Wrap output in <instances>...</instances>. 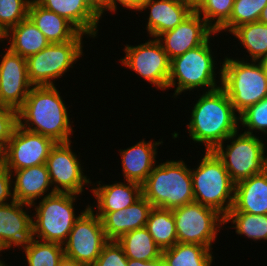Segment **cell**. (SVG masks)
I'll return each instance as SVG.
<instances>
[{"label": "cell", "mask_w": 267, "mask_h": 266, "mask_svg": "<svg viewBox=\"0 0 267 266\" xmlns=\"http://www.w3.org/2000/svg\"><path fill=\"white\" fill-rule=\"evenodd\" d=\"M261 139L238 130L225 140L230 144L222 142L213 150L235 184L267 169V147Z\"/></svg>", "instance_id": "obj_8"}, {"label": "cell", "mask_w": 267, "mask_h": 266, "mask_svg": "<svg viewBox=\"0 0 267 266\" xmlns=\"http://www.w3.org/2000/svg\"><path fill=\"white\" fill-rule=\"evenodd\" d=\"M230 222L233 224L230 229L233 227L240 237L243 235L253 241H267V215L228 212L224 217V225Z\"/></svg>", "instance_id": "obj_31"}, {"label": "cell", "mask_w": 267, "mask_h": 266, "mask_svg": "<svg viewBox=\"0 0 267 266\" xmlns=\"http://www.w3.org/2000/svg\"><path fill=\"white\" fill-rule=\"evenodd\" d=\"M60 94L56 86H33L18 110V125L56 143L70 142L74 122Z\"/></svg>", "instance_id": "obj_2"}, {"label": "cell", "mask_w": 267, "mask_h": 266, "mask_svg": "<svg viewBox=\"0 0 267 266\" xmlns=\"http://www.w3.org/2000/svg\"><path fill=\"white\" fill-rule=\"evenodd\" d=\"M146 9L150 11L145 29L151 39L174 29L192 13L187 5L173 0H145L139 12Z\"/></svg>", "instance_id": "obj_20"}, {"label": "cell", "mask_w": 267, "mask_h": 266, "mask_svg": "<svg viewBox=\"0 0 267 266\" xmlns=\"http://www.w3.org/2000/svg\"><path fill=\"white\" fill-rule=\"evenodd\" d=\"M260 22L267 24V5L263 8V10L261 11L259 20Z\"/></svg>", "instance_id": "obj_45"}, {"label": "cell", "mask_w": 267, "mask_h": 266, "mask_svg": "<svg viewBox=\"0 0 267 266\" xmlns=\"http://www.w3.org/2000/svg\"><path fill=\"white\" fill-rule=\"evenodd\" d=\"M83 43V39L50 43L40 52L28 56L26 63L30 83L33 86H55V81L65 76L84 56Z\"/></svg>", "instance_id": "obj_9"}, {"label": "cell", "mask_w": 267, "mask_h": 266, "mask_svg": "<svg viewBox=\"0 0 267 266\" xmlns=\"http://www.w3.org/2000/svg\"><path fill=\"white\" fill-rule=\"evenodd\" d=\"M231 34L245 48L248 57H251L249 61H267V24L260 21L242 24Z\"/></svg>", "instance_id": "obj_27"}, {"label": "cell", "mask_w": 267, "mask_h": 266, "mask_svg": "<svg viewBox=\"0 0 267 266\" xmlns=\"http://www.w3.org/2000/svg\"><path fill=\"white\" fill-rule=\"evenodd\" d=\"M127 266H154V259L150 261L128 259Z\"/></svg>", "instance_id": "obj_43"}, {"label": "cell", "mask_w": 267, "mask_h": 266, "mask_svg": "<svg viewBox=\"0 0 267 266\" xmlns=\"http://www.w3.org/2000/svg\"><path fill=\"white\" fill-rule=\"evenodd\" d=\"M10 172L12 180H14L13 193L15 201L32 205L35 201L37 202V199H43L45 196L55 193L54 189H52L46 164Z\"/></svg>", "instance_id": "obj_22"}, {"label": "cell", "mask_w": 267, "mask_h": 266, "mask_svg": "<svg viewBox=\"0 0 267 266\" xmlns=\"http://www.w3.org/2000/svg\"><path fill=\"white\" fill-rule=\"evenodd\" d=\"M28 17L50 43H64L87 36L67 19L44 8L36 0H32L29 5Z\"/></svg>", "instance_id": "obj_23"}, {"label": "cell", "mask_w": 267, "mask_h": 266, "mask_svg": "<svg viewBox=\"0 0 267 266\" xmlns=\"http://www.w3.org/2000/svg\"><path fill=\"white\" fill-rule=\"evenodd\" d=\"M184 160L157 163L142 184V196L153 207L173 210L194 202L190 166Z\"/></svg>", "instance_id": "obj_4"}, {"label": "cell", "mask_w": 267, "mask_h": 266, "mask_svg": "<svg viewBox=\"0 0 267 266\" xmlns=\"http://www.w3.org/2000/svg\"><path fill=\"white\" fill-rule=\"evenodd\" d=\"M172 213L177 242L199 244L213 250L212 244L224 227V217L220 213L197 202L175 208Z\"/></svg>", "instance_id": "obj_10"}, {"label": "cell", "mask_w": 267, "mask_h": 266, "mask_svg": "<svg viewBox=\"0 0 267 266\" xmlns=\"http://www.w3.org/2000/svg\"><path fill=\"white\" fill-rule=\"evenodd\" d=\"M44 8L71 22L81 33L93 39L98 34L100 19L91 11L86 0H36Z\"/></svg>", "instance_id": "obj_25"}, {"label": "cell", "mask_w": 267, "mask_h": 266, "mask_svg": "<svg viewBox=\"0 0 267 266\" xmlns=\"http://www.w3.org/2000/svg\"><path fill=\"white\" fill-rule=\"evenodd\" d=\"M213 33L206 21L197 12H192L182 23L156 39L171 61L202 45Z\"/></svg>", "instance_id": "obj_16"}, {"label": "cell", "mask_w": 267, "mask_h": 266, "mask_svg": "<svg viewBox=\"0 0 267 266\" xmlns=\"http://www.w3.org/2000/svg\"><path fill=\"white\" fill-rule=\"evenodd\" d=\"M128 258L116 240H109L92 266H127Z\"/></svg>", "instance_id": "obj_37"}, {"label": "cell", "mask_w": 267, "mask_h": 266, "mask_svg": "<svg viewBox=\"0 0 267 266\" xmlns=\"http://www.w3.org/2000/svg\"><path fill=\"white\" fill-rule=\"evenodd\" d=\"M0 266H9L6 264V262H4L1 258H0Z\"/></svg>", "instance_id": "obj_49"}, {"label": "cell", "mask_w": 267, "mask_h": 266, "mask_svg": "<svg viewBox=\"0 0 267 266\" xmlns=\"http://www.w3.org/2000/svg\"><path fill=\"white\" fill-rule=\"evenodd\" d=\"M55 144L51 138L17 125L6 148L0 154V161L9 171L45 164Z\"/></svg>", "instance_id": "obj_14"}, {"label": "cell", "mask_w": 267, "mask_h": 266, "mask_svg": "<svg viewBox=\"0 0 267 266\" xmlns=\"http://www.w3.org/2000/svg\"><path fill=\"white\" fill-rule=\"evenodd\" d=\"M88 207L75 221L67 240L63 243L64 256L92 266L109 241L102 227L101 218Z\"/></svg>", "instance_id": "obj_12"}, {"label": "cell", "mask_w": 267, "mask_h": 266, "mask_svg": "<svg viewBox=\"0 0 267 266\" xmlns=\"http://www.w3.org/2000/svg\"><path fill=\"white\" fill-rule=\"evenodd\" d=\"M26 207V208H25ZM31 205L19 201L0 205V246L11 250L25 246L33 238Z\"/></svg>", "instance_id": "obj_17"}, {"label": "cell", "mask_w": 267, "mask_h": 266, "mask_svg": "<svg viewBox=\"0 0 267 266\" xmlns=\"http://www.w3.org/2000/svg\"><path fill=\"white\" fill-rule=\"evenodd\" d=\"M17 125L18 111L0 106V154L6 148Z\"/></svg>", "instance_id": "obj_38"}, {"label": "cell", "mask_w": 267, "mask_h": 266, "mask_svg": "<svg viewBox=\"0 0 267 266\" xmlns=\"http://www.w3.org/2000/svg\"><path fill=\"white\" fill-rule=\"evenodd\" d=\"M160 145H163L162 139L146 141L144 138L133 146L118 150L121 157L123 180L142 185L154 166L159 163L156 156L158 154L157 147Z\"/></svg>", "instance_id": "obj_19"}, {"label": "cell", "mask_w": 267, "mask_h": 266, "mask_svg": "<svg viewBox=\"0 0 267 266\" xmlns=\"http://www.w3.org/2000/svg\"><path fill=\"white\" fill-rule=\"evenodd\" d=\"M126 182V183H125ZM98 183V184H97ZM102 181L91 184V193L95 197L96 205L89 207H96V212H113L117 210L126 209L128 206L133 205L142 197V185L125 181H115L112 184H102Z\"/></svg>", "instance_id": "obj_21"}, {"label": "cell", "mask_w": 267, "mask_h": 266, "mask_svg": "<svg viewBox=\"0 0 267 266\" xmlns=\"http://www.w3.org/2000/svg\"><path fill=\"white\" fill-rule=\"evenodd\" d=\"M224 56L221 87L240 115L248 107L267 97V70L265 62Z\"/></svg>", "instance_id": "obj_5"}, {"label": "cell", "mask_w": 267, "mask_h": 266, "mask_svg": "<svg viewBox=\"0 0 267 266\" xmlns=\"http://www.w3.org/2000/svg\"><path fill=\"white\" fill-rule=\"evenodd\" d=\"M154 266H170L168 262L161 256L158 259H154Z\"/></svg>", "instance_id": "obj_46"}, {"label": "cell", "mask_w": 267, "mask_h": 266, "mask_svg": "<svg viewBox=\"0 0 267 266\" xmlns=\"http://www.w3.org/2000/svg\"><path fill=\"white\" fill-rule=\"evenodd\" d=\"M153 206L143 196L126 209L113 212H95L101 218L108 240H118L123 234L146 227Z\"/></svg>", "instance_id": "obj_18"}, {"label": "cell", "mask_w": 267, "mask_h": 266, "mask_svg": "<svg viewBox=\"0 0 267 266\" xmlns=\"http://www.w3.org/2000/svg\"><path fill=\"white\" fill-rule=\"evenodd\" d=\"M2 251H4V253H6L5 250L0 246V253L1 254H2ZM1 254H0V256H2Z\"/></svg>", "instance_id": "obj_50"}, {"label": "cell", "mask_w": 267, "mask_h": 266, "mask_svg": "<svg viewBox=\"0 0 267 266\" xmlns=\"http://www.w3.org/2000/svg\"><path fill=\"white\" fill-rule=\"evenodd\" d=\"M71 143L72 141L56 143L50 150L45 164L54 192L82 195L86 189L84 187L91 185L92 181L87 174L84 175L85 168L81 166L83 164L80 157L71 149Z\"/></svg>", "instance_id": "obj_13"}, {"label": "cell", "mask_w": 267, "mask_h": 266, "mask_svg": "<svg viewBox=\"0 0 267 266\" xmlns=\"http://www.w3.org/2000/svg\"><path fill=\"white\" fill-rule=\"evenodd\" d=\"M198 165L190 168L194 202L212 208L223 217L234 203L235 183L213 151H204Z\"/></svg>", "instance_id": "obj_6"}, {"label": "cell", "mask_w": 267, "mask_h": 266, "mask_svg": "<svg viewBox=\"0 0 267 266\" xmlns=\"http://www.w3.org/2000/svg\"><path fill=\"white\" fill-rule=\"evenodd\" d=\"M267 5V0H234L229 20L216 32L229 34L238 26L259 20L261 11ZM222 31V32H221Z\"/></svg>", "instance_id": "obj_33"}, {"label": "cell", "mask_w": 267, "mask_h": 266, "mask_svg": "<svg viewBox=\"0 0 267 266\" xmlns=\"http://www.w3.org/2000/svg\"><path fill=\"white\" fill-rule=\"evenodd\" d=\"M3 41H6V32L4 29L0 26V42L4 43Z\"/></svg>", "instance_id": "obj_47"}, {"label": "cell", "mask_w": 267, "mask_h": 266, "mask_svg": "<svg viewBox=\"0 0 267 266\" xmlns=\"http://www.w3.org/2000/svg\"><path fill=\"white\" fill-rule=\"evenodd\" d=\"M212 254L205 246L179 242L162 250V257L170 266H212L215 259Z\"/></svg>", "instance_id": "obj_29"}, {"label": "cell", "mask_w": 267, "mask_h": 266, "mask_svg": "<svg viewBox=\"0 0 267 266\" xmlns=\"http://www.w3.org/2000/svg\"><path fill=\"white\" fill-rule=\"evenodd\" d=\"M117 242L123 247L128 259L150 261L162 256V250L146 227L123 234Z\"/></svg>", "instance_id": "obj_28"}, {"label": "cell", "mask_w": 267, "mask_h": 266, "mask_svg": "<svg viewBox=\"0 0 267 266\" xmlns=\"http://www.w3.org/2000/svg\"><path fill=\"white\" fill-rule=\"evenodd\" d=\"M28 266H58L64 257L63 245L56 242H44L32 238L21 247Z\"/></svg>", "instance_id": "obj_32"}, {"label": "cell", "mask_w": 267, "mask_h": 266, "mask_svg": "<svg viewBox=\"0 0 267 266\" xmlns=\"http://www.w3.org/2000/svg\"><path fill=\"white\" fill-rule=\"evenodd\" d=\"M122 50L125 55L119 59L121 65L134 71L157 90H167L171 61L156 38H149L136 46L126 44Z\"/></svg>", "instance_id": "obj_11"}, {"label": "cell", "mask_w": 267, "mask_h": 266, "mask_svg": "<svg viewBox=\"0 0 267 266\" xmlns=\"http://www.w3.org/2000/svg\"><path fill=\"white\" fill-rule=\"evenodd\" d=\"M79 195L55 192L31 205L33 238L44 242H56L63 245L72 230L75 221L89 207L75 214V203ZM34 215V216H33Z\"/></svg>", "instance_id": "obj_7"}, {"label": "cell", "mask_w": 267, "mask_h": 266, "mask_svg": "<svg viewBox=\"0 0 267 266\" xmlns=\"http://www.w3.org/2000/svg\"><path fill=\"white\" fill-rule=\"evenodd\" d=\"M58 266H87V265L80 263V262H77L76 260H73V259H70V258L64 256L60 260Z\"/></svg>", "instance_id": "obj_42"}, {"label": "cell", "mask_w": 267, "mask_h": 266, "mask_svg": "<svg viewBox=\"0 0 267 266\" xmlns=\"http://www.w3.org/2000/svg\"><path fill=\"white\" fill-rule=\"evenodd\" d=\"M144 1L145 0H114V13H117L116 11L119 9L118 4L123 8H126V10H133L139 13Z\"/></svg>", "instance_id": "obj_41"}, {"label": "cell", "mask_w": 267, "mask_h": 266, "mask_svg": "<svg viewBox=\"0 0 267 266\" xmlns=\"http://www.w3.org/2000/svg\"><path fill=\"white\" fill-rule=\"evenodd\" d=\"M191 110L186 127L194 143L203 144L205 151H213L239 129V115L225 90L217 89L199 93Z\"/></svg>", "instance_id": "obj_1"}, {"label": "cell", "mask_w": 267, "mask_h": 266, "mask_svg": "<svg viewBox=\"0 0 267 266\" xmlns=\"http://www.w3.org/2000/svg\"><path fill=\"white\" fill-rule=\"evenodd\" d=\"M32 0H0V26L7 32L28 17Z\"/></svg>", "instance_id": "obj_36"}, {"label": "cell", "mask_w": 267, "mask_h": 266, "mask_svg": "<svg viewBox=\"0 0 267 266\" xmlns=\"http://www.w3.org/2000/svg\"><path fill=\"white\" fill-rule=\"evenodd\" d=\"M216 34L214 32L202 45L171 60L167 89H174L176 86L172 97L177 98L186 91L189 93L195 89L199 91V88L206 92L221 86L222 66L218 69L214 51L211 49L213 43L210 42L213 35L217 36ZM217 74L219 81L216 79Z\"/></svg>", "instance_id": "obj_3"}, {"label": "cell", "mask_w": 267, "mask_h": 266, "mask_svg": "<svg viewBox=\"0 0 267 266\" xmlns=\"http://www.w3.org/2000/svg\"><path fill=\"white\" fill-rule=\"evenodd\" d=\"M6 41L10 44L7 47L10 51L24 58L40 52L50 44L29 17L6 32Z\"/></svg>", "instance_id": "obj_26"}, {"label": "cell", "mask_w": 267, "mask_h": 266, "mask_svg": "<svg viewBox=\"0 0 267 266\" xmlns=\"http://www.w3.org/2000/svg\"><path fill=\"white\" fill-rule=\"evenodd\" d=\"M146 228L161 250L177 243V233L172 210L153 207Z\"/></svg>", "instance_id": "obj_30"}, {"label": "cell", "mask_w": 267, "mask_h": 266, "mask_svg": "<svg viewBox=\"0 0 267 266\" xmlns=\"http://www.w3.org/2000/svg\"><path fill=\"white\" fill-rule=\"evenodd\" d=\"M4 48L0 60V106L18 111L33 85L28 79L26 58Z\"/></svg>", "instance_id": "obj_15"}, {"label": "cell", "mask_w": 267, "mask_h": 266, "mask_svg": "<svg viewBox=\"0 0 267 266\" xmlns=\"http://www.w3.org/2000/svg\"><path fill=\"white\" fill-rule=\"evenodd\" d=\"M91 11L99 18L106 14V11L114 12V0H86Z\"/></svg>", "instance_id": "obj_40"}, {"label": "cell", "mask_w": 267, "mask_h": 266, "mask_svg": "<svg viewBox=\"0 0 267 266\" xmlns=\"http://www.w3.org/2000/svg\"><path fill=\"white\" fill-rule=\"evenodd\" d=\"M234 0H207L197 13L217 32L230 18Z\"/></svg>", "instance_id": "obj_34"}, {"label": "cell", "mask_w": 267, "mask_h": 266, "mask_svg": "<svg viewBox=\"0 0 267 266\" xmlns=\"http://www.w3.org/2000/svg\"><path fill=\"white\" fill-rule=\"evenodd\" d=\"M207 0H189V9L192 12H197Z\"/></svg>", "instance_id": "obj_44"}, {"label": "cell", "mask_w": 267, "mask_h": 266, "mask_svg": "<svg viewBox=\"0 0 267 266\" xmlns=\"http://www.w3.org/2000/svg\"><path fill=\"white\" fill-rule=\"evenodd\" d=\"M12 174L0 161V205L15 201Z\"/></svg>", "instance_id": "obj_39"}, {"label": "cell", "mask_w": 267, "mask_h": 266, "mask_svg": "<svg viewBox=\"0 0 267 266\" xmlns=\"http://www.w3.org/2000/svg\"><path fill=\"white\" fill-rule=\"evenodd\" d=\"M229 212L267 215V169L235 184L234 203Z\"/></svg>", "instance_id": "obj_24"}, {"label": "cell", "mask_w": 267, "mask_h": 266, "mask_svg": "<svg viewBox=\"0 0 267 266\" xmlns=\"http://www.w3.org/2000/svg\"><path fill=\"white\" fill-rule=\"evenodd\" d=\"M173 1L183 3V4L187 5L189 8V0H173Z\"/></svg>", "instance_id": "obj_48"}, {"label": "cell", "mask_w": 267, "mask_h": 266, "mask_svg": "<svg viewBox=\"0 0 267 266\" xmlns=\"http://www.w3.org/2000/svg\"><path fill=\"white\" fill-rule=\"evenodd\" d=\"M239 126L246 127L247 134L258 135L261 132L267 135V97L248 107L239 115ZM255 132V134H254ZM258 132V134H256Z\"/></svg>", "instance_id": "obj_35"}]
</instances>
